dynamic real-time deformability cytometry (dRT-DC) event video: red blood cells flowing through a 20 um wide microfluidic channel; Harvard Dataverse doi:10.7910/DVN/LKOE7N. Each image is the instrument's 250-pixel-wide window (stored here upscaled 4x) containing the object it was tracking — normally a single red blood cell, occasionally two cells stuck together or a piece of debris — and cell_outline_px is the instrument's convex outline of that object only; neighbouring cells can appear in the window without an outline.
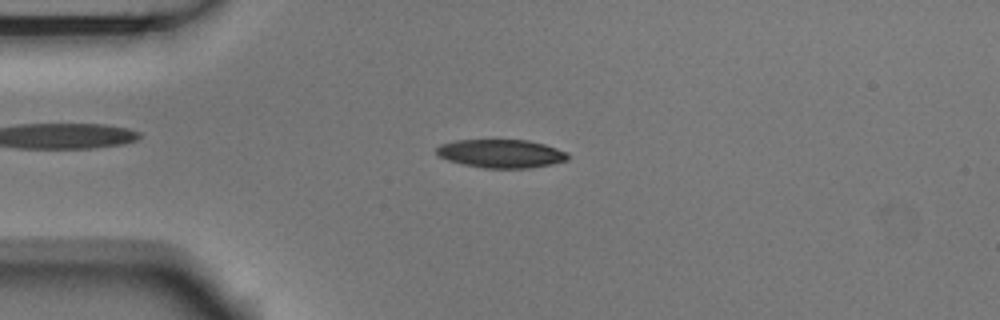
{"species": "Egyptian fruit bat (a non-hibernating species)", "species_latin": "Rousettus aegyptiacus", "temperature_condition": "room temperature", "stored_images_in_passage": 53, "camera_frame_rate_fps": 3000, "um_per_image_px": 0.085, "animal": {"sex": "male"}, "frame": {"image": 1, "passage_image": 12, "time_ms": 3.667, "image_size_px": [1000, 320], "cell_outline_px": [[568, 160], [552, 164], [528, 168], [484, 168], [464, 164], [448, 160], [440, 156], [436, 152], [436, 148], [440, 144], [456, 140], [528, 140], [544, 144], [568, 152]], "centroid_in_image_um": [42.61, 13.05], "position_along_channel_um": 42.4, "area_um2": 21.68}}
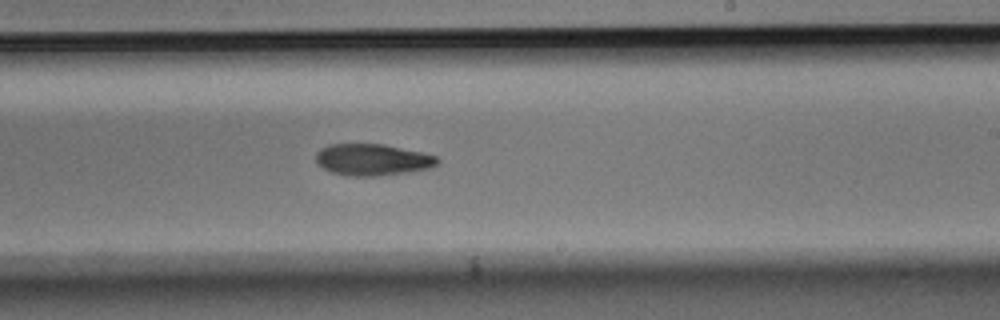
{"frame": {"image": 2, "passage_image": 31, "time_ms": 10.0, "image_size_px": [1000, 320], "cell_outline_px": [[440, 160], [436, 164], [428, 168], [404, 172], [376, 176], [348, 176], [332, 172], [316, 164], [316, 152], [320, 148], [328, 144], [384, 144], [420, 152], [436, 156]], "centroid_in_image_um": [31.59, 13.56], "position_along_channel_um": 257.4, "area_um2": 22.2}}
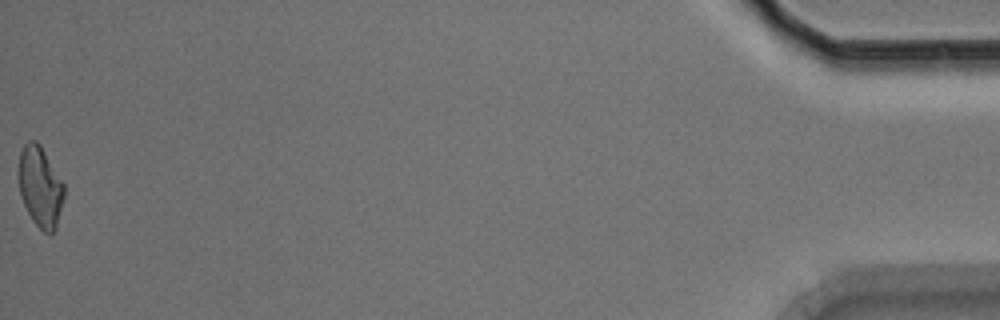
{"frame": {"image": 3, "passage_image": 53, "time_ms": 17.333, "image_size_px": [1000, 320], "cell_outline_px": [[64, 196], [56, 228], [52, 232], [44, 232], [32, 220], [20, 196], [20, 152], [24, 144], [28, 140], [36, 140], [40, 144], [64, 184]], "centroid_in_image_um": [3.43, 15.86], "position_along_channel_um": 431.8, "area_um2": 20.92}, "authors_computed_cell_mechanics": {"area_um2": 22.253, "velocity_mm_per_s": 3.7259, "shape_relaxation_time_tau1_ms": 5.9527, "shape_relaxation_time_tau2_ms": null, "deformation_change_tau1": 0.142, "deformation_change_tau2": null}}